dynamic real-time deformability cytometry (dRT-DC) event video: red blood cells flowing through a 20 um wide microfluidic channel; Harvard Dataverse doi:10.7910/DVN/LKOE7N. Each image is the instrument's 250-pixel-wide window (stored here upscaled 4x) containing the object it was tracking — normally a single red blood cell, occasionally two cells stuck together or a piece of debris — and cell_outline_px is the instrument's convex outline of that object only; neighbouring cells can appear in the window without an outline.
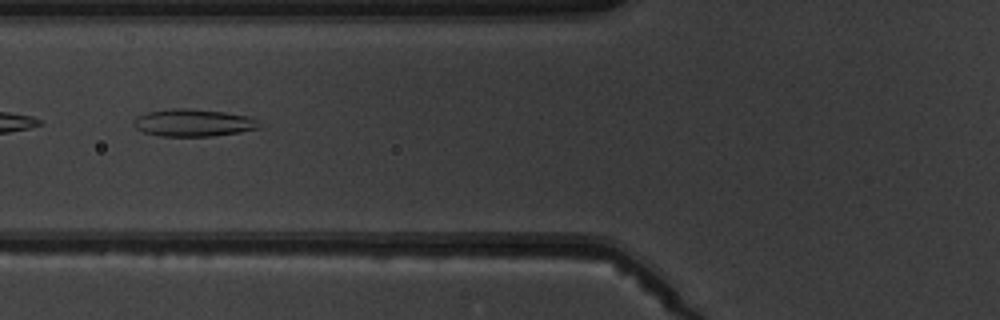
{"species": "common noctule bat (a hibernating species)", "species_latin": "Nyctalus noctula", "temperature_condition": "warm", "stored_images_in_passage": 5, "camera_frame_rate_fps": 3000, "um_per_image_px": 0.085, "animal": {"sex": "male", "body_mass_g": 19.5, "forearm_length_mm": 54.6}, "frame": {"image": 1, "passage_image": 5, "time_ms": 4.667, "image_size_px": [1000, 320], "cell_outline_px": [[260, 128], [240, 132], [212, 136], [160, 136], [144, 132], [136, 128], [132, 124], [132, 120], [136, 116], [148, 112], [172, 108], [188, 108], [224, 112], [248, 116], [256, 120], [260, 124]], "centroid_in_image_um": [16.4, 10.43], "position_along_channel_um": 109.4, "area_um2": 20.06}}